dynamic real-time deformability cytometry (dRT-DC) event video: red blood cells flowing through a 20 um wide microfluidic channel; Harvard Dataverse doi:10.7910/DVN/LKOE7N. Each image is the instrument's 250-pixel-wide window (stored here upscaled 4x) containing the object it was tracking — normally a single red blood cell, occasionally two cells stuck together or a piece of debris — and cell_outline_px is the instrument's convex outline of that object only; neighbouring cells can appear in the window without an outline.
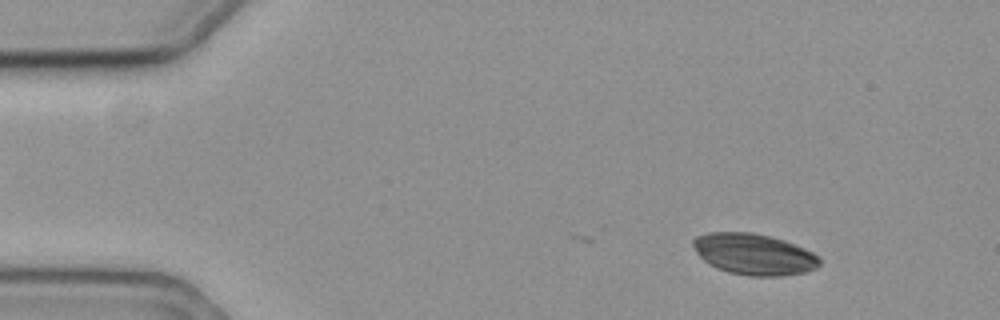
{"species": "common noctule bat (a hibernating species)", "species_latin": "Nyctalus noctula", "temperature_condition": "cold", "stored_images_in_passage": 2, "camera_frame_rate_fps": 3000, "um_per_image_px": 0.085, "animal": {"sex": "female", "body_mass_g": 19.3, "forearm_length_mm": 54.1}, "frame": {"image": 1, "passage_image": 2, "time_ms": 0.333, "image_size_px": [1000, 320], "cell_outline_px": [[820, 264], [816, 268], [804, 272], [784, 276], [748, 276], [728, 272], [716, 268], [708, 264], [696, 252], [692, 244], [692, 240], [696, 236], [708, 232], [752, 232], [772, 236], [796, 244], [820, 256]], "centroid_in_image_um": [64.08, 21.6], "position_along_channel_um": 20.9, "area_um2": 30.69}}